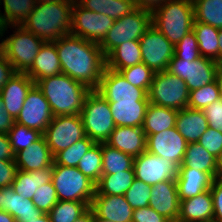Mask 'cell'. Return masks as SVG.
I'll return each mask as SVG.
<instances>
[{
    "label": "cell",
    "mask_w": 222,
    "mask_h": 222,
    "mask_svg": "<svg viewBox=\"0 0 222 222\" xmlns=\"http://www.w3.org/2000/svg\"><path fill=\"white\" fill-rule=\"evenodd\" d=\"M63 74L97 90L106 68V57L99 44L68 34L56 40Z\"/></svg>",
    "instance_id": "obj_1"
},
{
    "label": "cell",
    "mask_w": 222,
    "mask_h": 222,
    "mask_svg": "<svg viewBox=\"0 0 222 222\" xmlns=\"http://www.w3.org/2000/svg\"><path fill=\"white\" fill-rule=\"evenodd\" d=\"M75 0L36 3L23 27L45 42L56 41L70 34Z\"/></svg>",
    "instance_id": "obj_2"
},
{
    "label": "cell",
    "mask_w": 222,
    "mask_h": 222,
    "mask_svg": "<svg viewBox=\"0 0 222 222\" xmlns=\"http://www.w3.org/2000/svg\"><path fill=\"white\" fill-rule=\"evenodd\" d=\"M35 84L54 116L80 115L85 98L91 92L87 86L63 73L40 79Z\"/></svg>",
    "instance_id": "obj_3"
},
{
    "label": "cell",
    "mask_w": 222,
    "mask_h": 222,
    "mask_svg": "<svg viewBox=\"0 0 222 222\" xmlns=\"http://www.w3.org/2000/svg\"><path fill=\"white\" fill-rule=\"evenodd\" d=\"M192 0H167L152 13V25L174 46L193 30Z\"/></svg>",
    "instance_id": "obj_4"
},
{
    "label": "cell",
    "mask_w": 222,
    "mask_h": 222,
    "mask_svg": "<svg viewBox=\"0 0 222 222\" xmlns=\"http://www.w3.org/2000/svg\"><path fill=\"white\" fill-rule=\"evenodd\" d=\"M86 136L95 143H105L116 125L109 102L96 90H91L80 114Z\"/></svg>",
    "instance_id": "obj_5"
},
{
    "label": "cell",
    "mask_w": 222,
    "mask_h": 222,
    "mask_svg": "<svg viewBox=\"0 0 222 222\" xmlns=\"http://www.w3.org/2000/svg\"><path fill=\"white\" fill-rule=\"evenodd\" d=\"M52 182L59 201L92 202L96 184L77 167L53 165Z\"/></svg>",
    "instance_id": "obj_6"
},
{
    "label": "cell",
    "mask_w": 222,
    "mask_h": 222,
    "mask_svg": "<svg viewBox=\"0 0 222 222\" xmlns=\"http://www.w3.org/2000/svg\"><path fill=\"white\" fill-rule=\"evenodd\" d=\"M152 25V13L136 8L131 13L114 21L103 41L99 44L106 57L124 42L139 40Z\"/></svg>",
    "instance_id": "obj_7"
},
{
    "label": "cell",
    "mask_w": 222,
    "mask_h": 222,
    "mask_svg": "<svg viewBox=\"0 0 222 222\" xmlns=\"http://www.w3.org/2000/svg\"><path fill=\"white\" fill-rule=\"evenodd\" d=\"M190 91L186 82L169 71L155 73L148 91L150 103L181 110L188 107Z\"/></svg>",
    "instance_id": "obj_8"
},
{
    "label": "cell",
    "mask_w": 222,
    "mask_h": 222,
    "mask_svg": "<svg viewBox=\"0 0 222 222\" xmlns=\"http://www.w3.org/2000/svg\"><path fill=\"white\" fill-rule=\"evenodd\" d=\"M16 30L14 34L3 40V54L12 64L15 72L26 73L33 65L45 41L23 26H17Z\"/></svg>",
    "instance_id": "obj_9"
},
{
    "label": "cell",
    "mask_w": 222,
    "mask_h": 222,
    "mask_svg": "<svg viewBox=\"0 0 222 222\" xmlns=\"http://www.w3.org/2000/svg\"><path fill=\"white\" fill-rule=\"evenodd\" d=\"M217 67V62L209 58L200 57L190 61L174 55L167 71L185 81L189 91H193L214 82Z\"/></svg>",
    "instance_id": "obj_10"
},
{
    "label": "cell",
    "mask_w": 222,
    "mask_h": 222,
    "mask_svg": "<svg viewBox=\"0 0 222 222\" xmlns=\"http://www.w3.org/2000/svg\"><path fill=\"white\" fill-rule=\"evenodd\" d=\"M43 136L52 155L86 137L80 115L54 116Z\"/></svg>",
    "instance_id": "obj_11"
},
{
    "label": "cell",
    "mask_w": 222,
    "mask_h": 222,
    "mask_svg": "<svg viewBox=\"0 0 222 222\" xmlns=\"http://www.w3.org/2000/svg\"><path fill=\"white\" fill-rule=\"evenodd\" d=\"M115 20L107 15L83 8L76 0L72 8L70 34L100 44Z\"/></svg>",
    "instance_id": "obj_12"
},
{
    "label": "cell",
    "mask_w": 222,
    "mask_h": 222,
    "mask_svg": "<svg viewBox=\"0 0 222 222\" xmlns=\"http://www.w3.org/2000/svg\"><path fill=\"white\" fill-rule=\"evenodd\" d=\"M142 62L153 72L167 71L174 56L175 47L153 25L139 39Z\"/></svg>",
    "instance_id": "obj_13"
},
{
    "label": "cell",
    "mask_w": 222,
    "mask_h": 222,
    "mask_svg": "<svg viewBox=\"0 0 222 222\" xmlns=\"http://www.w3.org/2000/svg\"><path fill=\"white\" fill-rule=\"evenodd\" d=\"M133 170L136 179L153 186L162 181L176 180L179 167L165 158L145 151L134 158Z\"/></svg>",
    "instance_id": "obj_14"
},
{
    "label": "cell",
    "mask_w": 222,
    "mask_h": 222,
    "mask_svg": "<svg viewBox=\"0 0 222 222\" xmlns=\"http://www.w3.org/2000/svg\"><path fill=\"white\" fill-rule=\"evenodd\" d=\"M53 117L48 101L37 85L34 84L28 91L15 122L44 134Z\"/></svg>",
    "instance_id": "obj_15"
},
{
    "label": "cell",
    "mask_w": 222,
    "mask_h": 222,
    "mask_svg": "<svg viewBox=\"0 0 222 222\" xmlns=\"http://www.w3.org/2000/svg\"><path fill=\"white\" fill-rule=\"evenodd\" d=\"M98 91L108 102L149 101L148 93L129 83L120 72L105 68Z\"/></svg>",
    "instance_id": "obj_16"
},
{
    "label": "cell",
    "mask_w": 222,
    "mask_h": 222,
    "mask_svg": "<svg viewBox=\"0 0 222 222\" xmlns=\"http://www.w3.org/2000/svg\"><path fill=\"white\" fill-rule=\"evenodd\" d=\"M146 151L175 163L182 164L187 147L186 140L180 135L176 127L160 133L146 134Z\"/></svg>",
    "instance_id": "obj_17"
},
{
    "label": "cell",
    "mask_w": 222,
    "mask_h": 222,
    "mask_svg": "<svg viewBox=\"0 0 222 222\" xmlns=\"http://www.w3.org/2000/svg\"><path fill=\"white\" fill-rule=\"evenodd\" d=\"M90 208L94 212V218L115 222H132L134 209L124 195H101L96 191Z\"/></svg>",
    "instance_id": "obj_18"
},
{
    "label": "cell",
    "mask_w": 222,
    "mask_h": 222,
    "mask_svg": "<svg viewBox=\"0 0 222 222\" xmlns=\"http://www.w3.org/2000/svg\"><path fill=\"white\" fill-rule=\"evenodd\" d=\"M149 206L171 222H177L180 199L176 180L159 182L151 187Z\"/></svg>",
    "instance_id": "obj_19"
},
{
    "label": "cell",
    "mask_w": 222,
    "mask_h": 222,
    "mask_svg": "<svg viewBox=\"0 0 222 222\" xmlns=\"http://www.w3.org/2000/svg\"><path fill=\"white\" fill-rule=\"evenodd\" d=\"M105 143L135 158L146 151L147 136L142 127L116 126Z\"/></svg>",
    "instance_id": "obj_20"
},
{
    "label": "cell",
    "mask_w": 222,
    "mask_h": 222,
    "mask_svg": "<svg viewBox=\"0 0 222 222\" xmlns=\"http://www.w3.org/2000/svg\"><path fill=\"white\" fill-rule=\"evenodd\" d=\"M35 82L26 74L16 72L0 91L7 112L16 119L26 95Z\"/></svg>",
    "instance_id": "obj_21"
},
{
    "label": "cell",
    "mask_w": 222,
    "mask_h": 222,
    "mask_svg": "<svg viewBox=\"0 0 222 222\" xmlns=\"http://www.w3.org/2000/svg\"><path fill=\"white\" fill-rule=\"evenodd\" d=\"M53 163L54 156L44 136L27 149H23L15 154L16 166L19 170L25 172L53 166Z\"/></svg>",
    "instance_id": "obj_22"
},
{
    "label": "cell",
    "mask_w": 222,
    "mask_h": 222,
    "mask_svg": "<svg viewBox=\"0 0 222 222\" xmlns=\"http://www.w3.org/2000/svg\"><path fill=\"white\" fill-rule=\"evenodd\" d=\"M213 200L210 189L192 198L180 201L177 222L213 221Z\"/></svg>",
    "instance_id": "obj_23"
},
{
    "label": "cell",
    "mask_w": 222,
    "mask_h": 222,
    "mask_svg": "<svg viewBox=\"0 0 222 222\" xmlns=\"http://www.w3.org/2000/svg\"><path fill=\"white\" fill-rule=\"evenodd\" d=\"M61 73L56 41L44 42L34 59L33 65L26 74L36 83L40 79Z\"/></svg>",
    "instance_id": "obj_24"
},
{
    "label": "cell",
    "mask_w": 222,
    "mask_h": 222,
    "mask_svg": "<svg viewBox=\"0 0 222 222\" xmlns=\"http://www.w3.org/2000/svg\"><path fill=\"white\" fill-rule=\"evenodd\" d=\"M213 181L214 178L209 173L193 168H179L176 184L180 201L209 190Z\"/></svg>",
    "instance_id": "obj_25"
},
{
    "label": "cell",
    "mask_w": 222,
    "mask_h": 222,
    "mask_svg": "<svg viewBox=\"0 0 222 222\" xmlns=\"http://www.w3.org/2000/svg\"><path fill=\"white\" fill-rule=\"evenodd\" d=\"M175 127L187 143H193L198 142L209 125L202 110L187 107L178 111Z\"/></svg>",
    "instance_id": "obj_26"
},
{
    "label": "cell",
    "mask_w": 222,
    "mask_h": 222,
    "mask_svg": "<svg viewBox=\"0 0 222 222\" xmlns=\"http://www.w3.org/2000/svg\"><path fill=\"white\" fill-rule=\"evenodd\" d=\"M149 101L109 102L116 126L142 127Z\"/></svg>",
    "instance_id": "obj_27"
},
{
    "label": "cell",
    "mask_w": 222,
    "mask_h": 222,
    "mask_svg": "<svg viewBox=\"0 0 222 222\" xmlns=\"http://www.w3.org/2000/svg\"><path fill=\"white\" fill-rule=\"evenodd\" d=\"M52 173L53 166L29 172L18 169L11 187L21 197L32 200L37 188L52 181Z\"/></svg>",
    "instance_id": "obj_28"
},
{
    "label": "cell",
    "mask_w": 222,
    "mask_h": 222,
    "mask_svg": "<svg viewBox=\"0 0 222 222\" xmlns=\"http://www.w3.org/2000/svg\"><path fill=\"white\" fill-rule=\"evenodd\" d=\"M1 210L8 212L16 220L38 218L43 214L32 200L21 197L11 186L2 188Z\"/></svg>",
    "instance_id": "obj_29"
},
{
    "label": "cell",
    "mask_w": 222,
    "mask_h": 222,
    "mask_svg": "<svg viewBox=\"0 0 222 222\" xmlns=\"http://www.w3.org/2000/svg\"><path fill=\"white\" fill-rule=\"evenodd\" d=\"M141 62L142 53L139 40L124 42L106 56V67L118 72Z\"/></svg>",
    "instance_id": "obj_30"
},
{
    "label": "cell",
    "mask_w": 222,
    "mask_h": 222,
    "mask_svg": "<svg viewBox=\"0 0 222 222\" xmlns=\"http://www.w3.org/2000/svg\"><path fill=\"white\" fill-rule=\"evenodd\" d=\"M178 110L149 103L142 129L146 134H155L175 127Z\"/></svg>",
    "instance_id": "obj_31"
},
{
    "label": "cell",
    "mask_w": 222,
    "mask_h": 222,
    "mask_svg": "<svg viewBox=\"0 0 222 222\" xmlns=\"http://www.w3.org/2000/svg\"><path fill=\"white\" fill-rule=\"evenodd\" d=\"M217 158L211 155L198 142L188 143L184 154V159L179 168H193L205 173H209L214 179L216 175Z\"/></svg>",
    "instance_id": "obj_32"
},
{
    "label": "cell",
    "mask_w": 222,
    "mask_h": 222,
    "mask_svg": "<svg viewBox=\"0 0 222 222\" xmlns=\"http://www.w3.org/2000/svg\"><path fill=\"white\" fill-rule=\"evenodd\" d=\"M78 3L87 10L107 15L113 20L120 19L136 9L133 0H79Z\"/></svg>",
    "instance_id": "obj_33"
},
{
    "label": "cell",
    "mask_w": 222,
    "mask_h": 222,
    "mask_svg": "<svg viewBox=\"0 0 222 222\" xmlns=\"http://www.w3.org/2000/svg\"><path fill=\"white\" fill-rule=\"evenodd\" d=\"M219 30L201 22L193 23L201 57L215 60L219 65Z\"/></svg>",
    "instance_id": "obj_34"
},
{
    "label": "cell",
    "mask_w": 222,
    "mask_h": 222,
    "mask_svg": "<svg viewBox=\"0 0 222 222\" xmlns=\"http://www.w3.org/2000/svg\"><path fill=\"white\" fill-rule=\"evenodd\" d=\"M102 175L116 174L125 170H133L134 157L101 143Z\"/></svg>",
    "instance_id": "obj_35"
},
{
    "label": "cell",
    "mask_w": 222,
    "mask_h": 222,
    "mask_svg": "<svg viewBox=\"0 0 222 222\" xmlns=\"http://www.w3.org/2000/svg\"><path fill=\"white\" fill-rule=\"evenodd\" d=\"M135 179L134 170L101 175L96 191L101 195H124Z\"/></svg>",
    "instance_id": "obj_36"
},
{
    "label": "cell",
    "mask_w": 222,
    "mask_h": 222,
    "mask_svg": "<svg viewBox=\"0 0 222 222\" xmlns=\"http://www.w3.org/2000/svg\"><path fill=\"white\" fill-rule=\"evenodd\" d=\"M194 22L222 29V0H192Z\"/></svg>",
    "instance_id": "obj_37"
},
{
    "label": "cell",
    "mask_w": 222,
    "mask_h": 222,
    "mask_svg": "<svg viewBox=\"0 0 222 222\" xmlns=\"http://www.w3.org/2000/svg\"><path fill=\"white\" fill-rule=\"evenodd\" d=\"M4 15L2 21L5 26H22L27 20L28 14L36 5L35 0H2ZM0 3L2 4L1 0Z\"/></svg>",
    "instance_id": "obj_38"
},
{
    "label": "cell",
    "mask_w": 222,
    "mask_h": 222,
    "mask_svg": "<svg viewBox=\"0 0 222 222\" xmlns=\"http://www.w3.org/2000/svg\"><path fill=\"white\" fill-rule=\"evenodd\" d=\"M91 202L58 201L48 212L51 222H74L90 208Z\"/></svg>",
    "instance_id": "obj_39"
},
{
    "label": "cell",
    "mask_w": 222,
    "mask_h": 222,
    "mask_svg": "<svg viewBox=\"0 0 222 222\" xmlns=\"http://www.w3.org/2000/svg\"><path fill=\"white\" fill-rule=\"evenodd\" d=\"M95 142L88 136L78 140L67 149L61 150L54 155L53 165H63L67 167H77L78 162L87 153Z\"/></svg>",
    "instance_id": "obj_40"
},
{
    "label": "cell",
    "mask_w": 222,
    "mask_h": 222,
    "mask_svg": "<svg viewBox=\"0 0 222 222\" xmlns=\"http://www.w3.org/2000/svg\"><path fill=\"white\" fill-rule=\"evenodd\" d=\"M77 168L95 184L102 175L101 143H95L78 162Z\"/></svg>",
    "instance_id": "obj_41"
},
{
    "label": "cell",
    "mask_w": 222,
    "mask_h": 222,
    "mask_svg": "<svg viewBox=\"0 0 222 222\" xmlns=\"http://www.w3.org/2000/svg\"><path fill=\"white\" fill-rule=\"evenodd\" d=\"M7 135L14 154L23 149H27L43 136L41 132L29 129L28 127L16 122Z\"/></svg>",
    "instance_id": "obj_42"
},
{
    "label": "cell",
    "mask_w": 222,
    "mask_h": 222,
    "mask_svg": "<svg viewBox=\"0 0 222 222\" xmlns=\"http://www.w3.org/2000/svg\"><path fill=\"white\" fill-rule=\"evenodd\" d=\"M221 99L216 81L190 91L188 108L203 110L208 105Z\"/></svg>",
    "instance_id": "obj_43"
},
{
    "label": "cell",
    "mask_w": 222,
    "mask_h": 222,
    "mask_svg": "<svg viewBox=\"0 0 222 222\" xmlns=\"http://www.w3.org/2000/svg\"><path fill=\"white\" fill-rule=\"evenodd\" d=\"M122 76L135 87L144 89L147 93L153 81L155 72L143 62L119 71Z\"/></svg>",
    "instance_id": "obj_44"
},
{
    "label": "cell",
    "mask_w": 222,
    "mask_h": 222,
    "mask_svg": "<svg viewBox=\"0 0 222 222\" xmlns=\"http://www.w3.org/2000/svg\"><path fill=\"white\" fill-rule=\"evenodd\" d=\"M151 187V185L135 178L131 187L124 194V197L134 210L148 207L151 196Z\"/></svg>",
    "instance_id": "obj_45"
},
{
    "label": "cell",
    "mask_w": 222,
    "mask_h": 222,
    "mask_svg": "<svg viewBox=\"0 0 222 222\" xmlns=\"http://www.w3.org/2000/svg\"><path fill=\"white\" fill-rule=\"evenodd\" d=\"M174 47V55L177 58L194 61L201 57L196 34L193 30L187 33Z\"/></svg>",
    "instance_id": "obj_46"
},
{
    "label": "cell",
    "mask_w": 222,
    "mask_h": 222,
    "mask_svg": "<svg viewBox=\"0 0 222 222\" xmlns=\"http://www.w3.org/2000/svg\"><path fill=\"white\" fill-rule=\"evenodd\" d=\"M32 201L39 210L48 213L59 201L53 182H48L37 188Z\"/></svg>",
    "instance_id": "obj_47"
},
{
    "label": "cell",
    "mask_w": 222,
    "mask_h": 222,
    "mask_svg": "<svg viewBox=\"0 0 222 222\" xmlns=\"http://www.w3.org/2000/svg\"><path fill=\"white\" fill-rule=\"evenodd\" d=\"M198 143L217 158L222 152V133L214 128L208 127L199 138Z\"/></svg>",
    "instance_id": "obj_48"
},
{
    "label": "cell",
    "mask_w": 222,
    "mask_h": 222,
    "mask_svg": "<svg viewBox=\"0 0 222 222\" xmlns=\"http://www.w3.org/2000/svg\"><path fill=\"white\" fill-rule=\"evenodd\" d=\"M209 127L222 133V99L214 101L202 110Z\"/></svg>",
    "instance_id": "obj_49"
},
{
    "label": "cell",
    "mask_w": 222,
    "mask_h": 222,
    "mask_svg": "<svg viewBox=\"0 0 222 222\" xmlns=\"http://www.w3.org/2000/svg\"><path fill=\"white\" fill-rule=\"evenodd\" d=\"M132 222H171L157 213L152 207L138 208L133 211Z\"/></svg>",
    "instance_id": "obj_50"
},
{
    "label": "cell",
    "mask_w": 222,
    "mask_h": 222,
    "mask_svg": "<svg viewBox=\"0 0 222 222\" xmlns=\"http://www.w3.org/2000/svg\"><path fill=\"white\" fill-rule=\"evenodd\" d=\"M17 171L15 161L0 160V188L11 186Z\"/></svg>",
    "instance_id": "obj_51"
},
{
    "label": "cell",
    "mask_w": 222,
    "mask_h": 222,
    "mask_svg": "<svg viewBox=\"0 0 222 222\" xmlns=\"http://www.w3.org/2000/svg\"><path fill=\"white\" fill-rule=\"evenodd\" d=\"M213 200V221L222 222V180L214 179L210 188Z\"/></svg>",
    "instance_id": "obj_52"
},
{
    "label": "cell",
    "mask_w": 222,
    "mask_h": 222,
    "mask_svg": "<svg viewBox=\"0 0 222 222\" xmlns=\"http://www.w3.org/2000/svg\"><path fill=\"white\" fill-rule=\"evenodd\" d=\"M12 64L7 60L3 53L0 54V91L15 74Z\"/></svg>",
    "instance_id": "obj_53"
},
{
    "label": "cell",
    "mask_w": 222,
    "mask_h": 222,
    "mask_svg": "<svg viewBox=\"0 0 222 222\" xmlns=\"http://www.w3.org/2000/svg\"><path fill=\"white\" fill-rule=\"evenodd\" d=\"M14 123L15 119L7 112L3 98L0 96V133L8 134Z\"/></svg>",
    "instance_id": "obj_54"
},
{
    "label": "cell",
    "mask_w": 222,
    "mask_h": 222,
    "mask_svg": "<svg viewBox=\"0 0 222 222\" xmlns=\"http://www.w3.org/2000/svg\"><path fill=\"white\" fill-rule=\"evenodd\" d=\"M0 160L15 161V154L12 150L7 134L0 133Z\"/></svg>",
    "instance_id": "obj_55"
},
{
    "label": "cell",
    "mask_w": 222,
    "mask_h": 222,
    "mask_svg": "<svg viewBox=\"0 0 222 222\" xmlns=\"http://www.w3.org/2000/svg\"><path fill=\"white\" fill-rule=\"evenodd\" d=\"M136 8L146 10L153 13L156 9L161 7L167 0H133Z\"/></svg>",
    "instance_id": "obj_56"
},
{
    "label": "cell",
    "mask_w": 222,
    "mask_h": 222,
    "mask_svg": "<svg viewBox=\"0 0 222 222\" xmlns=\"http://www.w3.org/2000/svg\"><path fill=\"white\" fill-rule=\"evenodd\" d=\"M74 222H94V212L89 208L84 214L76 219Z\"/></svg>",
    "instance_id": "obj_57"
},
{
    "label": "cell",
    "mask_w": 222,
    "mask_h": 222,
    "mask_svg": "<svg viewBox=\"0 0 222 222\" xmlns=\"http://www.w3.org/2000/svg\"><path fill=\"white\" fill-rule=\"evenodd\" d=\"M17 222H51V219L48 213H43L38 218H31V219H17Z\"/></svg>",
    "instance_id": "obj_58"
},
{
    "label": "cell",
    "mask_w": 222,
    "mask_h": 222,
    "mask_svg": "<svg viewBox=\"0 0 222 222\" xmlns=\"http://www.w3.org/2000/svg\"><path fill=\"white\" fill-rule=\"evenodd\" d=\"M215 81L217 83L220 97L222 99V64L218 65V67H217Z\"/></svg>",
    "instance_id": "obj_59"
},
{
    "label": "cell",
    "mask_w": 222,
    "mask_h": 222,
    "mask_svg": "<svg viewBox=\"0 0 222 222\" xmlns=\"http://www.w3.org/2000/svg\"><path fill=\"white\" fill-rule=\"evenodd\" d=\"M215 179L222 180V152L220 153V155L217 157V160H216Z\"/></svg>",
    "instance_id": "obj_60"
},
{
    "label": "cell",
    "mask_w": 222,
    "mask_h": 222,
    "mask_svg": "<svg viewBox=\"0 0 222 222\" xmlns=\"http://www.w3.org/2000/svg\"><path fill=\"white\" fill-rule=\"evenodd\" d=\"M0 222H17L8 212L0 209Z\"/></svg>",
    "instance_id": "obj_61"
},
{
    "label": "cell",
    "mask_w": 222,
    "mask_h": 222,
    "mask_svg": "<svg viewBox=\"0 0 222 222\" xmlns=\"http://www.w3.org/2000/svg\"><path fill=\"white\" fill-rule=\"evenodd\" d=\"M219 65L222 64V29L219 30Z\"/></svg>",
    "instance_id": "obj_62"
},
{
    "label": "cell",
    "mask_w": 222,
    "mask_h": 222,
    "mask_svg": "<svg viewBox=\"0 0 222 222\" xmlns=\"http://www.w3.org/2000/svg\"><path fill=\"white\" fill-rule=\"evenodd\" d=\"M7 26H5V25H0V37L1 36H4L3 34H4V32L7 30ZM3 41L0 43V54L1 53H3Z\"/></svg>",
    "instance_id": "obj_63"
},
{
    "label": "cell",
    "mask_w": 222,
    "mask_h": 222,
    "mask_svg": "<svg viewBox=\"0 0 222 222\" xmlns=\"http://www.w3.org/2000/svg\"><path fill=\"white\" fill-rule=\"evenodd\" d=\"M36 3H50V2H55V1H60V0H35Z\"/></svg>",
    "instance_id": "obj_64"
},
{
    "label": "cell",
    "mask_w": 222,
    "mask_h": 222,
    "mask_svg": "<svg viewBox=\"0 0 222 222\" xmlns=\"http://www.w3.org/2000/svg\"><path fill=\"white\" fill-rule=\"evenodd\" d=\"M94 222H115V221H109L103 218H94Z\"/></svg>",
    "instance_id": "obj_65"
},
{
    "label": "cell",
    "mask_w": 222,
    "mask_h": 222,
    "mask_svg": "<svg viewBox=\"0 0 222 222\" xmlns=\"http://www.w3.org/2000/svg\"><path fill=\"white\" fill-rule=\"evenodd\" d=\"M1 201H2V188H0V209H1Z\"/></svg>",
    "instance_id": "obj_66"
},
{
    "label": "cell",
    "mask_w": 222,
    "mask_h": 222,
    "mask_svg": "<svg viewBox=\"0 0 222 222\" xmlns=\"http://www.w3.org/2000/svg\"><path fill=\"white\" fill-rule=\"evenodd\" d=\"M1 5V4H0ZM0 25H4L3 21H2V14L0 13Z\"/></svg>",
    "instance_id": "obj_67"
}]
</instances>
